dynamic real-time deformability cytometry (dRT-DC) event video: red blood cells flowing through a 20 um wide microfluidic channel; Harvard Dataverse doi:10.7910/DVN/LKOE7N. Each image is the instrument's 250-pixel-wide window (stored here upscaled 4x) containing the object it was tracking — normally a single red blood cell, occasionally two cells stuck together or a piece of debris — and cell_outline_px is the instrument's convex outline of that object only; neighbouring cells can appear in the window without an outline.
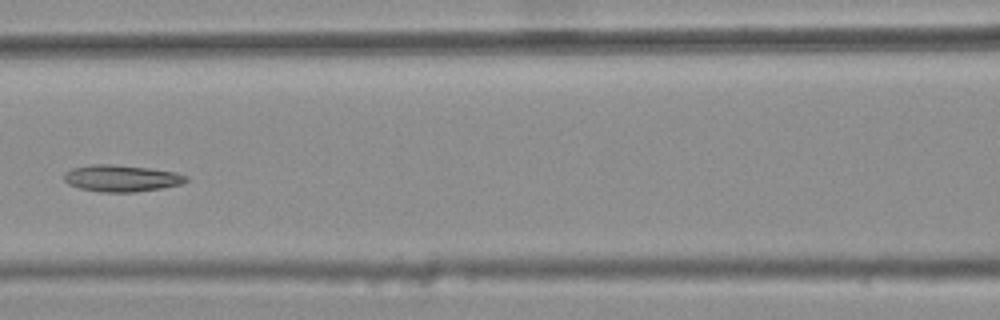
{"species": "common noctule bat (a hibernating species)", "species_latin": "Nyctalus noctula", "temperature_condition": "warm", "stored_images_in_passage": 7, "camera_frame_rate_fps": 3000, "um_per_image_px": 0.085, "animal": {"sex": "female", "body_mass_g": 25.1}, "frame": {"image": 1, "passage_image": 7, "time_ms": 2.0, "image_size_px": [1000, 320], "cell_outline_px": [[188, 180], [180, 184], [160, 188], [136, 192], [100, 192], [80, 188], [68, 184], [64, 180], [64, 172], [72, 168], [92, 164], [112, 164], [148, 168], [176, 172], [188, 176]], "centroid_in_image_um": [10.3, 15.15], "position_along_channel_um": 156.3, "area_um2": 18.96}}